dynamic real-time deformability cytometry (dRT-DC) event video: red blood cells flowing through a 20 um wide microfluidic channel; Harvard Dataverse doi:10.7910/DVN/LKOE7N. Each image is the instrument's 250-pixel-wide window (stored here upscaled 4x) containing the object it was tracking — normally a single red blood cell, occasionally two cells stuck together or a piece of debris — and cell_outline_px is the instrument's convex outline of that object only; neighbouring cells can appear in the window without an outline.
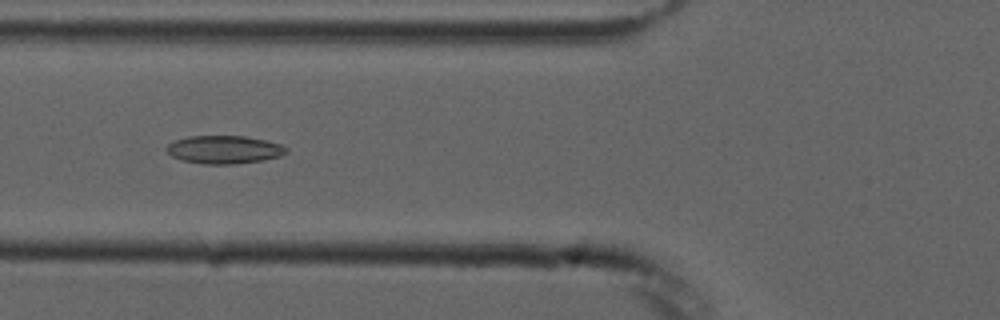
{"species": "common noctule bat (a hibernating species)", "species_latin": "Nyctalus noctula", "temperature_condition": "cold", "stored_images_in_passage": 7, "camera_frame_rate_fps": 3000, "um_per_image_px": 0.085, "animal": {"sex": "male", "forearm_length_mm": 52.5}, "frame": {"image": 1, "passage_image": 5, "time_ms": 5.667, "image_size_px": [1000, 320], "cell_outline_px": [[288, 152], [280, 156], [264, 160], [236, 164], [204, 164], [180, 160], [172, 156], [164, 148], [168, 144], [176, 140], [188, 136], [244, 136], [284, 144], [288, 148]], "centroid_in_image_um": [19.08, 12.72], "position_along_channel_um": 106.7, "area_um2": 19.77}}
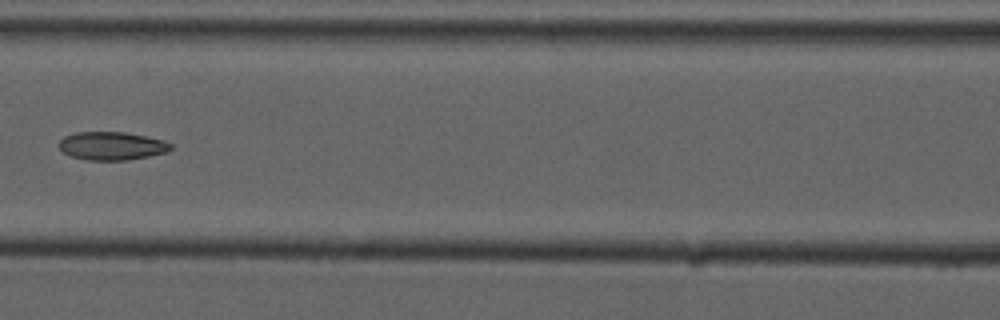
{"frame": {"image": 2, "passage_image": 6, "time_ms": 7.0, "image_size_px": [1000, 320], "cell_outline_px": [[172, 148], [168, 152], [128, 160], [88, 160], [72, 156], [64, 152], [60, 148], [60, 140], [64, 136], [76, 132], [124, 132], [164, 140], [172, 144]], "centroid_in_image_um": [9.53, 12.4], "position_along_channel_um": 157.1, "area_um2": 18.26}}
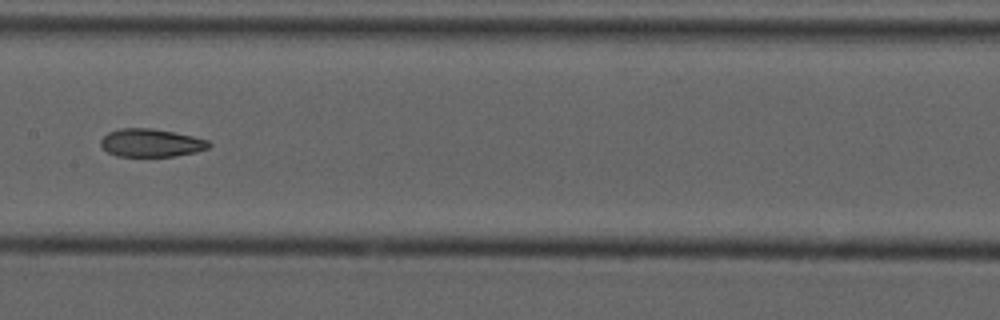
{"frame": {"image": 3, "passage_image": 7, "time_ms": 8.0, "image_size_px": [1000, 320], "cell_outline_px": [[212, 144], [208, 148], [196, 152], [176, 156], [116, 156], [108, 152], [100, 144], [100, 140], [108, 132], [120, 128], [152, 128], [192, 136], [208, 140]], "centroid_in_image_um": [12.84, 12.14], "position_along_channel_um": 194.6, "area_um2": 17.63}}